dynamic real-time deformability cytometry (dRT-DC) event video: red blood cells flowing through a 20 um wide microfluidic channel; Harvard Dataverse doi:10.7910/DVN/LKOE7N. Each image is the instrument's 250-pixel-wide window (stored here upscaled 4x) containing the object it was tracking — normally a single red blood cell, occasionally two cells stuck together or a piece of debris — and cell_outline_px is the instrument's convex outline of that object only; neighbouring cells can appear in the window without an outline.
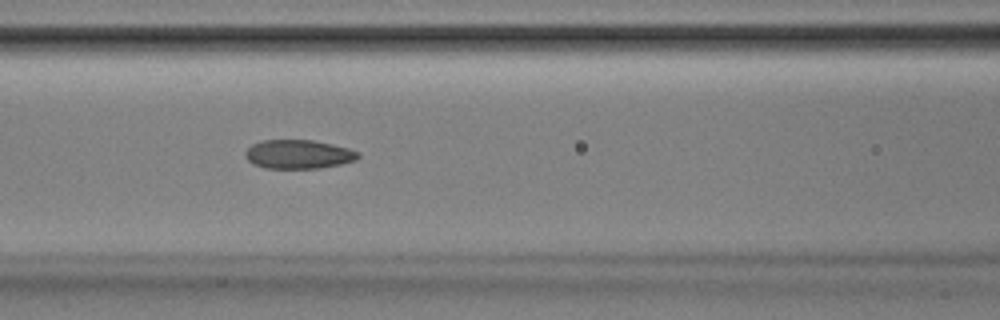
{"species": "Egyptian fruit bat (a non-hibernating species)", "species_latin": "Rousettus aegyptiacus", "temperature_condition": "room temperature", "stored_images_in_passage": 37, "camera_frame_rate_fps": 3000, "um_per_image_px": 0.085, "animal": {"sex": "male"}, "frame": {"image": 1, "passage_image": 7, "time_ms": 2.0, "image_size_px": [1000, 320], "cell_outline_px": [[360, 156], [356, 160], [340, 164], [320, 168], [264, 168], [252, 164], [244, 156], [244, 152], [252, 144], [260, 140], [312, 140], [332, 144], [348, 148], [360, 152]], "centroid_in_image_um": [25.35, 13.11], "position_along_channel_um": 141.3, "area_um2": 19.13}}
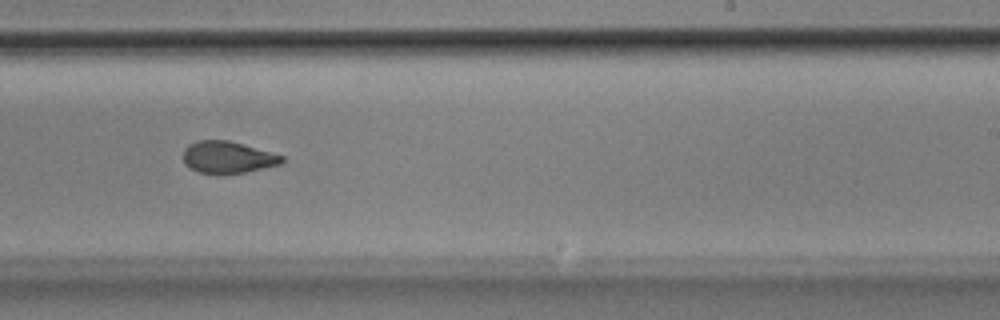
{"frame": {"image": 2, "passage_image": 17, "time_ms": 5.333, "image_size_px": [1000, 320], "cell_outline_px": [[284, 160], [280, 164], [244, 172], [200, 172], [184, 164], [184, 148], [188, 144], [196, 140], [228, 140], [284, 156]], "centroid_in_image_um": [19.33, 13.33], "position_along_channel_um": 269.7, "area_um2": 17.8}}
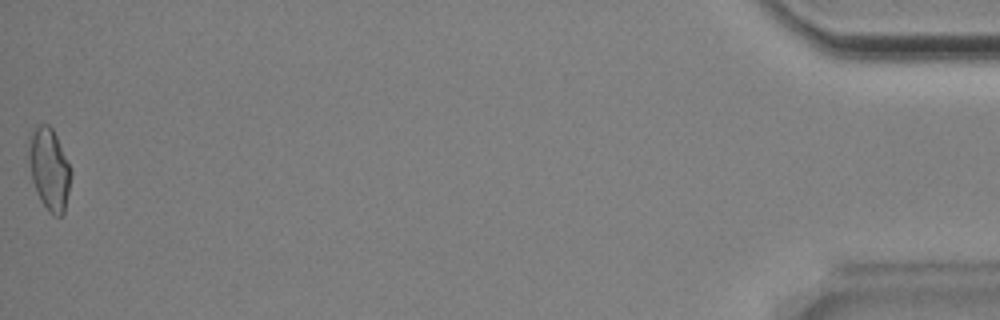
{"frame": {"image": 3, "passage_image": 37, "time_ms": 12.0, "image_size_px": [1000, 320], "cell_outline_px": [[72, 176], [64, 212], [60, 216], [52, 216], [40, 200], [32, 180], [28, 160], [28, 140], [32, 128], [36, 124], [48, 124], [52, 128], [72, 168]], "centroid_in_image_um": [4.18, 14.34], "position_along_channel_um": 431.0, "area_um2": 20.52}, "authors_computed_cell_mechanics": {"area_um2": 18.9006, "velocity_mm_per_s": 3.8685, "shape_relaxation_time_tau1_ms": null, "shape_relaxation_time_tau2_ms": 1.8786, "deformation_change_tau1": null, "deformation_change_tau2": 0.0784}}